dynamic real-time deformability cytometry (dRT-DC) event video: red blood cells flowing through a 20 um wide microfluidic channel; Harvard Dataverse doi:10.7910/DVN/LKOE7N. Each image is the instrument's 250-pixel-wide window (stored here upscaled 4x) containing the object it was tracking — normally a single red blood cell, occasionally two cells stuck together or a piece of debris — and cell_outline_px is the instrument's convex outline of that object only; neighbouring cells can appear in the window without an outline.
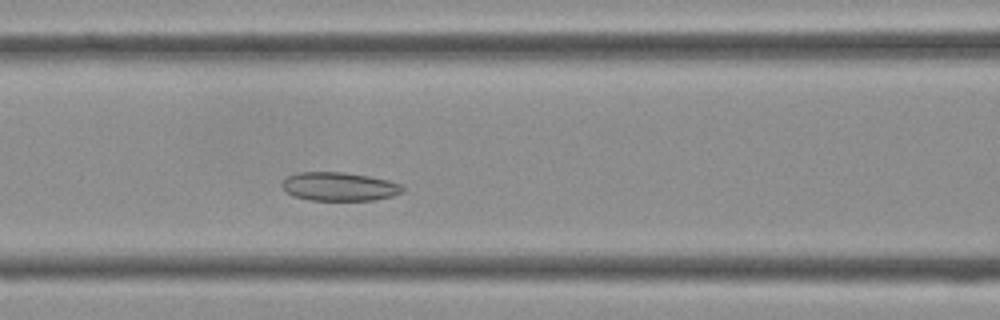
{"species": "Egyptian fruit bat (a non-hibernating species)", "species_latin": "Rousettus aegyptiacus", "temperature_condition": "cold", "stored_images_in_passage": 36, "camera_frame_rate_fps": 3000, "um_per_image_px": 0.085, "frame": {"image": 1, "passage_image": 12, "time_ms": 3.667, "image_size_px": [1000, 320], "cell_outline_px": [[404, 192], [392, 196], [372, 200], [308, 200], [292, 196], [280, 184], [284, 176], [296, 172], [344, 172], [368, 176], [388, 180], [404, 184]], "centroid_in_image_um": [28.82, 15.85], "position_along_channel_um": 137.8, "area_um2": 20.4}}
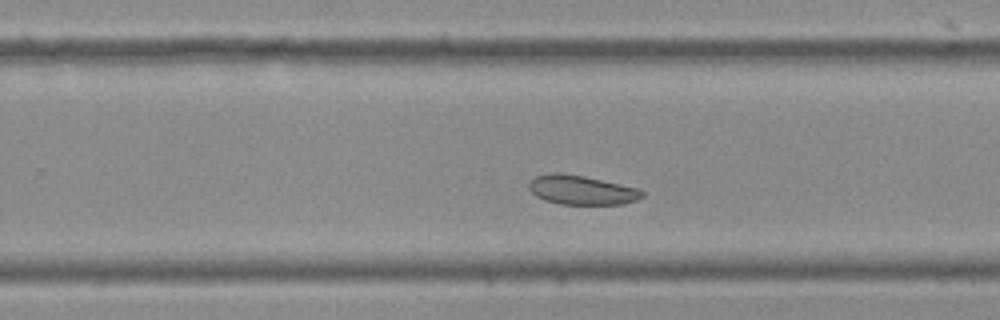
{"frame": {"image": 2, "passage_image": 21, "time_ms": 6.667, "image_size_px": [1000, 320], "cell_outline_px": [[644, 196], [636, 200], [624, 204], [560, 204], [544, 200], [536, 196], [528, 188], [528, 184], [536, 176], [552, 172], [556, 172], [584, 176], [640, 188], [644, 192]], "centroid_in_image_um": [49.45, 16.15], "position_along_channel_um": 280.3, "area_um2": 19.36}}
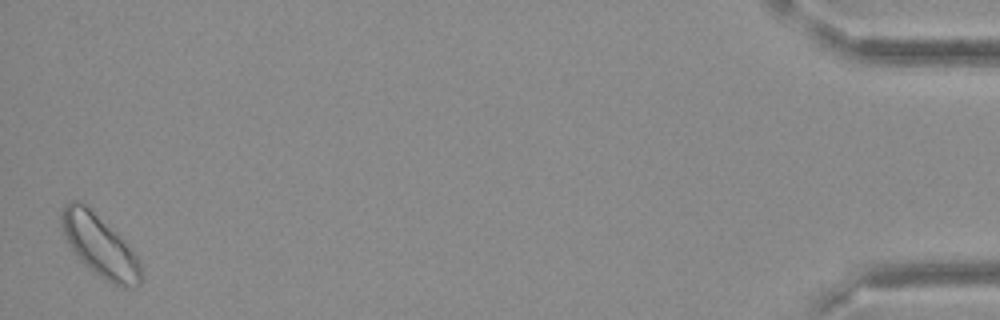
{"frame": {"image": 3, "passage_image": 36, "time_ms": 11.667, "image_size_px": [1000, 320], "cell_outline_px": [[144, 276], [140, 284], [136, 288], [124, 288], [112, 284], [104, 280], [84, 264], [80, 260], [72, 248], [64, 232], [60, 220], [60, 216], [64, 204], [72, 200], [76, 200], [84, 204], [120, 236], [124, 240], [140, 260]], "centroid_in_image_um": [8.54, 20.96], "position_along_channel_um": 426.7, "area_um2": 28.44}}